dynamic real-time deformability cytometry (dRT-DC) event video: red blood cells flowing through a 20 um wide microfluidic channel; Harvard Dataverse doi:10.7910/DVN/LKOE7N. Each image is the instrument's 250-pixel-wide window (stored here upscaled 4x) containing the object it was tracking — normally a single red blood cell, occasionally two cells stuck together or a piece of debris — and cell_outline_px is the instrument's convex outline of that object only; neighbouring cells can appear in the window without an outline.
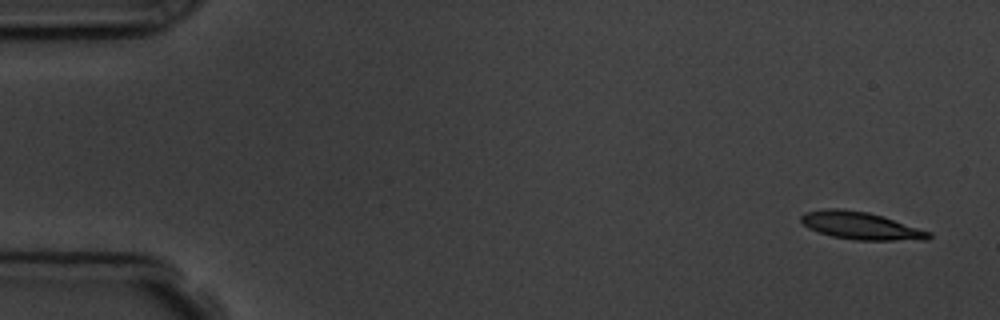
{"species": "common noctule bat (a hibernating species)", "species_latin": "Nyctalus noctula", "temperature_condition": "room temperature", "stored_images_in_passage": 4, "camera_frame_rate_fps": 3000, "um_per_image_px": 0.085, "animal": {"sex": "male", "body_mass_g": 19.5, "forearm_length_mm": 54.6}, "frame": {"image": 1, "passage_image": 1, "time_ms": 0.0, "image_size_px": [1000, 320], "cell_outline_px": [[932, 236], [928, 240], [856, 240], [832, 236], [808, 228], [800, 220], [800, 216], [804, 212], [824, 208], [840, 208], [868, 212], [884, 216], [932, 232]], "centroid_in_image_um": [73.19, 19.17], "position_along_channel_um": 11.8, "area_um2": 20.69}}
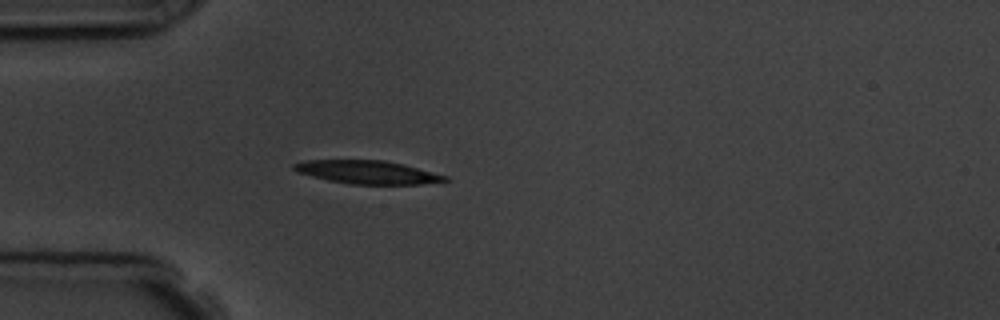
{"frame": {"image": 2, "passage_image": 4, "time_ms": 4.333, "image_size_px": [1000, 320], "cell_outline_px": [[452, 180], [420, 184], [348, 184], [328, 180], [296, 172], [292, 168], [292, 164], [308, 160], [384, 160], [404, 164], [448, 176]], "centroid_in_image_um": [31.25, 14.63], "position_along_channel_um": 53.8, "area_um2": 20.52}}